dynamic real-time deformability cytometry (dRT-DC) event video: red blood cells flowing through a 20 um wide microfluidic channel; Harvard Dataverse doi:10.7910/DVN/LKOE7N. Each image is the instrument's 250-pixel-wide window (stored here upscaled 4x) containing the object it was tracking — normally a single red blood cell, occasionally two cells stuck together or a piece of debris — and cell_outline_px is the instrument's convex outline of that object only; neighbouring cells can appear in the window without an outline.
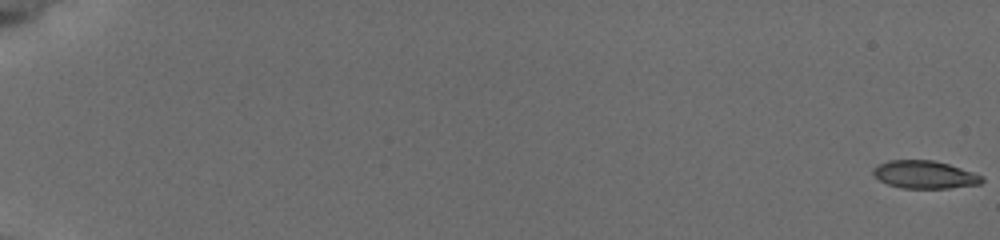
{"species": "common noctule bat (a hibernating species)", "species_latin": "Nyctalus noctula", "temperature_condition": "cold", "stored_images_in_passage": 13, "camera_frame_rate_fps": 3000, "um_per_image_px": 0.085, "animal": {"sex": "female", "body_mass_g": 19.5, "forearm_length_mm": 54.1}, "frame": {"image": 1, "passage_image": 1, "time_ms": 0.0, "image_size_px": [1000, 240], "cell_outline_px": [[984, 180], [980, 184], [948, 188], [904, 188], [888, 184], [880, 180], [872, 172], [880, 164], [888, 160], [932, 160], [948, 164], [984, 176]], "centroid_in_image_um": [78.63, 14.84], "position_along_channel_um": 6.4, "area_um2": 17.34}}
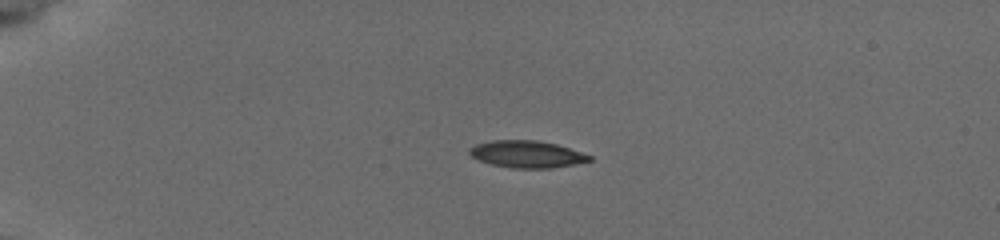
{"frame": {"image": 2, "passage_image": 10, "time_ms": 5.0, "image_size_px": [1000, 240], "cell_outline_px": [[592, 160], [552, 168], [512, 168], [492, 164], [480, 160], [472, 156], [468, 152], [468, 148], [476, 144], [492, 140], [536, 140], [556, 144], [592, 156]], "centroid_in_image_um": [44.75, 13.1], "position_along_channel_um": 40.3, "area_um2": 18.67}}
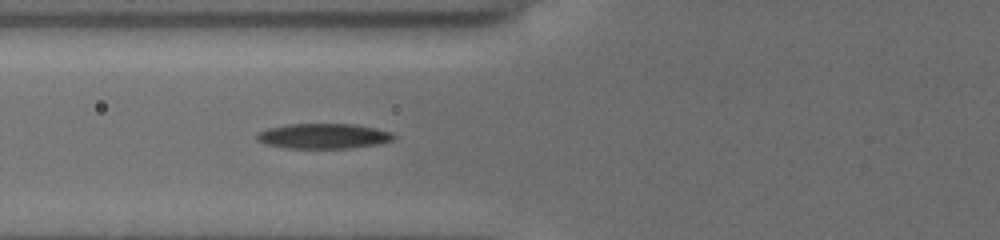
{"frame": {"image": 3, "passage_image": 13, "time_ms": 8.0, "image_size_px": [1000, 240], "cell_outline_px": [[396, 136], [392, 140], [376, 144], [352, 148], [284, 148], [268, 144], [256, 140], [256, 132], [268, 128], [288, 124], [352, 124], [376, 128], [392, 132]], "centroid_in_image_um": [27.47, 11.56], "position_along_channel_um": 98.3, "area_um2": 20.06}}